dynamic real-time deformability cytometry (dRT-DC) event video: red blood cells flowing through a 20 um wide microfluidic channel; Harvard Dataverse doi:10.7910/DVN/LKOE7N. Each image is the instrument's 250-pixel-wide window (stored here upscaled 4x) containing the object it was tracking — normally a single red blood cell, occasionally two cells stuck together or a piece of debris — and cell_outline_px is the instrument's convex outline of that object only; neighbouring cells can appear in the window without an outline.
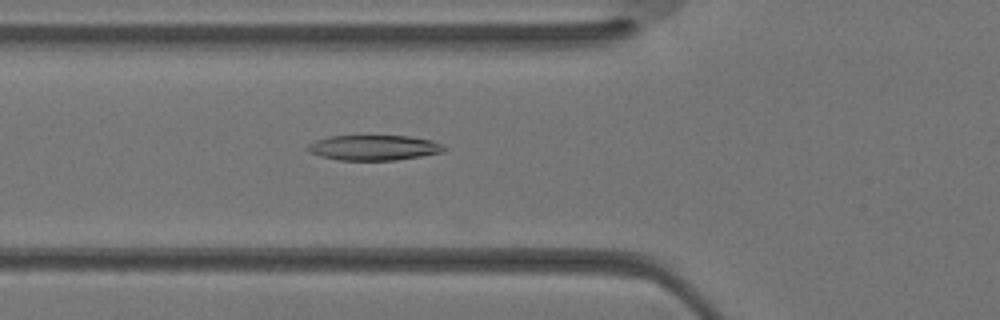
{"species": "Egyptian fruit bat (a non-hibernating species)", "species_latin": "Rousettus aegyptiacus", "temperature_condition": "warm", "stored_images_in_passage": 35, "segment_of_instrument_passage": [1, 2], "camera_frame_rate_fps": 3000, "um_per_image_px": 0.085, "animal": {"sex": "female"}, "frame": {"image": 1, "passage_image": 12, "time_ms": 3.667, "image_size_px": [1000, 320], "cell_outline_px": [[444, 148], [440, 152], [420, 156], [396, 160], [336, 160], [320, 156], [312, 152], [308, 148], [308, 144], [316, 140], [328, 136], [408, 136], [432, 140], [440, 144]], "centroid_in_image_um": [31.73, 12.55], "position_along_channel_um": 94.1, "area_um2": 19.71}}
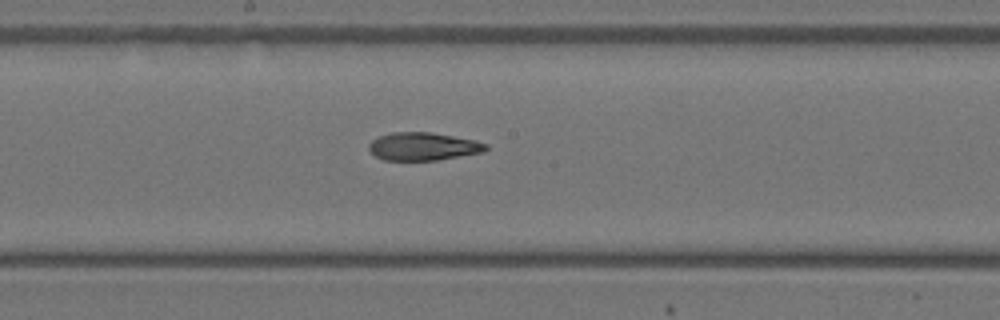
{"frame": {"image": 2, "passage_image": 18, "time_ms": 5.667, "image_size_px": [1000, 320], "cell_outline_px": [[488, 148], [484, 152], [436, 160], [384, 160], [376, 156], [368, 148], [368, 144], [376, 136], [392, 132], [432, 132], [476, 140], [488, 144]], "centroid_in_image_um": [35.97, 12.43], "position_along_channel_um": 212.2, "area_um2": 19.19}}
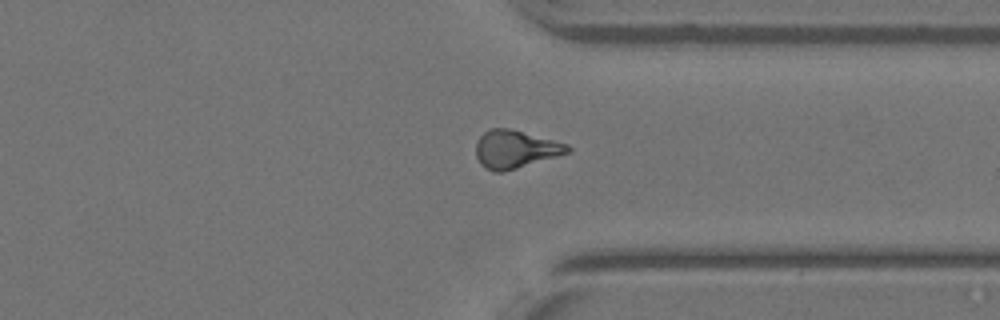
{"frame": {"image": 3, "passage_image": 26, "time_ms": 8.333, "image_size_px": [1000, 320], "cell_outline_px": [[572, 148], [568, 152], [556, 156], [504, 172], [492, 172], [484, 168], [480, 164], [476, 156], [476, 140], [484, 132], [492, 128], [508, 128], [568, 144]], "centroid_in_image_um": [43.75, 12.69], "position_along_channel_um": 367.7, "area_um2": 20.11}}